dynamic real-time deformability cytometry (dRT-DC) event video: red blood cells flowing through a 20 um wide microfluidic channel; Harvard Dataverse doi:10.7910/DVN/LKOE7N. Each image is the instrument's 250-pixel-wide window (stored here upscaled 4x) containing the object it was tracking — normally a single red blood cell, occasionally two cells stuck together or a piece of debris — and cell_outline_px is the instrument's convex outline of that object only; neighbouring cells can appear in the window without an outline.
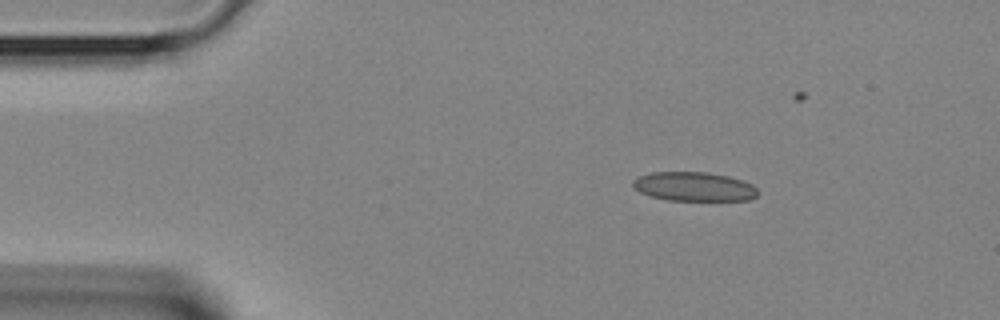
{"species": "Egyptian fruit bat (a non-hibernating species)", "species_latin": "Rousettus aegyptiacus", "temperature_condition": "room temperature", "stored_images_in_passage": 32, "camera_frame_rate_fps": 3000, "um_per_image_px": 0.085, "animal": {"sex": "female"}, "frame": {"image": 1, "passage_image": 3, "time_ms": 0.667, "image_size_px": [1000, 320], "cell_outline_px": [[756, 196], [752, 200], [668, 200], [652, 196], [640, 192], [632, 184], [632, 180], [640, 176], [652, 172], [708, 172], [728, 176], [752, 184], [756, 188]], "centroid_in_image_um": [58.99, 15.86], "position_along_channel_um": 26.0, "area_um2": 20.98}}
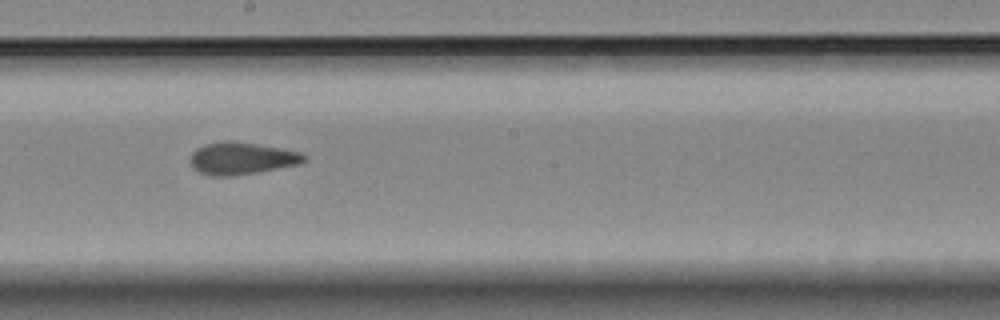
{"frame": {"image": 2, "passage_image": 19, "time_ms": 6.0, "image_size_px": [1000, 320], "cell_outline_px": [[308, 160], [300, 164], [256, 172], [232, 176], [208, 176], [192, 168], [192, 152], [196, 148], [204, 144], [228, 140], [256, 144], [300, 152], [308, 156]], "centroid_in_image_um": [20.55, 13.46], "position_along_channel_um": 227.7, "area_um2": 21.27}}
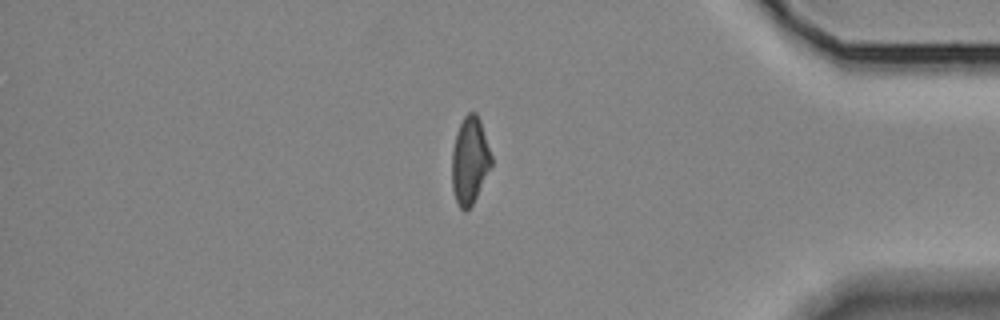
{"frame": {"image": 3, "passage_image": 31, "time_ms": 10.0, "image_size_px": [1000, 320], "cell_outline_px": [[492, 164], [472, 204], [464, 212], [460, 208], [456, 200], [452, 188], [452, 148], [456, 132], [464, 116], [468, 112], [476, 112], [480, 120], [492, 156]], "centroid_in_image_um": [39.92, 13.62], "position_along_channel_um": 395.3, "area_um2": 19.88}}